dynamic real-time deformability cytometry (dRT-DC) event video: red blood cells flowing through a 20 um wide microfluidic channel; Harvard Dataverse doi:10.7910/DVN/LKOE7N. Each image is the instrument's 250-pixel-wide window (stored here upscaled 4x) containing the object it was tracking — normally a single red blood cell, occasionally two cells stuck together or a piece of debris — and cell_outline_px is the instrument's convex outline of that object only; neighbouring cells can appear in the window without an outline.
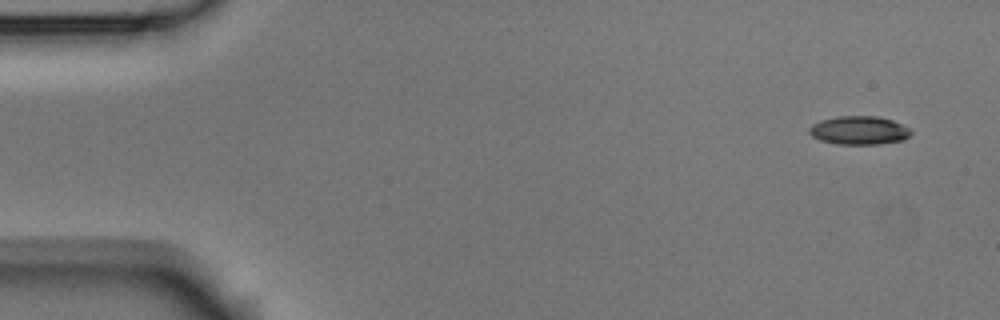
{"species": "Egyptian fruit bat (a non-hibernating species)", "species_latin": "Rousettus aegyptiacus", "temperature_condition": "room temperature", "stored_images_in_passage": 2, "segment_of_instrument_passage": [2, 2], "camera_frame_rate_fps": 3000, "um_per_image_px": 0.085, "animal": {"sex": "male"}, "frame": {"image": 1, "passage_image": 2, "time_ms": 0.333, "image_size_px": [1000, 320], "cell_outline_px": [[912, 132], [904, 140], [880, 144], [836, 144], [820, 140], [812, 136], [808, 132], [808, 128], [812, 124], [820, 120], [836, 116], [880, 116], [892, 120], [912, 128]], "centroid_in_image_um": [73.03, 11.07], "position_along_channel_um": 12.0, "area_um2": 17.17}}